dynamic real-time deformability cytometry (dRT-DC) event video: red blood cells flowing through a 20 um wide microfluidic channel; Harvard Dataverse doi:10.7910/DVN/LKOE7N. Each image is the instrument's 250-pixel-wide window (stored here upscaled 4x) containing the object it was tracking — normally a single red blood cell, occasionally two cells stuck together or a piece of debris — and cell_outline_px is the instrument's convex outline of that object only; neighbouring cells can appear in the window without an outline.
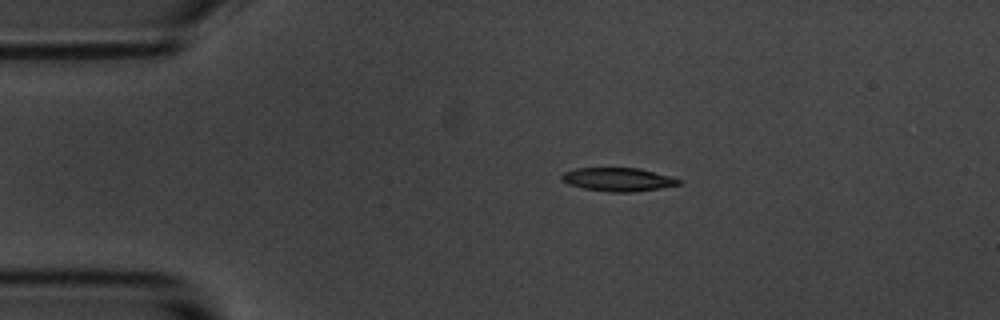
{"species": "common noctule bat (a hibernating species)", "species_latin": "Nyctalus noctula", "temperature_condition": "room temperature", "stored_images_in_passage": 14, "camera_frame_rate_fps": 3000, "um_per_image_px": 0.085, "animal": {"sex": "male", "body_mass_g": 20.1, "forearm_length_mm": 53.5}, "frame": {"image": 1, "passage_image": 3, "time_ms": 2.333, "image_size_px": [1000, 320], "cell_outline_px": [[684, 180], [680, 184], [660, 188], [632, 192], [612, 192], [584, 188], [568, 184], [560, 180], [560, 176], [564, 172], [576, 168], [640, 168]], "centroid_in_image_um": [52.53, 15.25], "position_along_channel_um": 32.5, "area_um2": 16.01}}
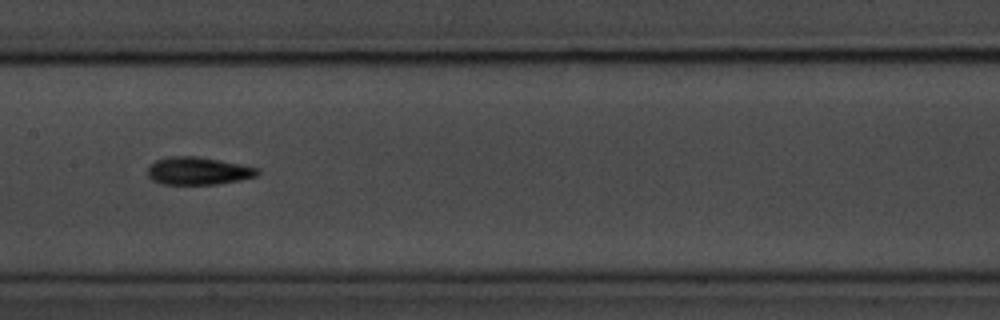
{"frame": {"image": 2, "passage_image": 7, "time_ms": 8.0, "image_size_px": [1000, 320], "cell_outline_px": [[260, 172], [256, 176], [240, 180], [216, 184], [160, 184], [152, 180], [148, 176], [148, 168], [156, 160], [168, 156], [200, 156], [260, 168]], "centroid_in_image_um": [16.85, 14.52], "position_along_channel_um": 190.6, "area_um2": 17.8}}
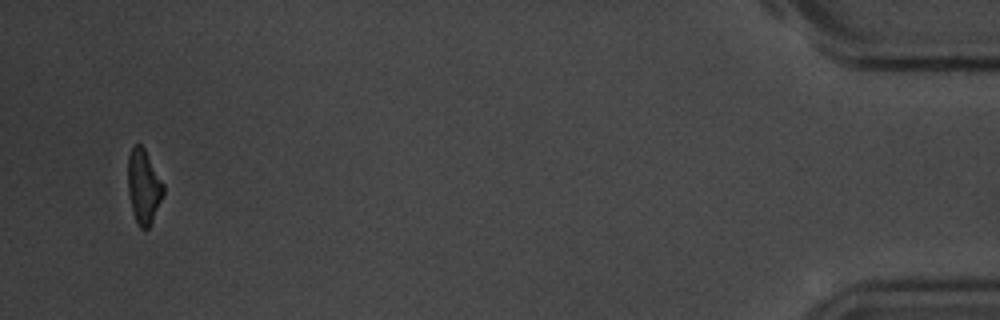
{"frame": {"image": 3, "passage_image": 14, "time_ms": 17.0, "image_size_px": [1000, 320], "cell_outline_px": [[164, 196], [148, 228], [144, 232], [140, 228], [132, 212], [128, 192], [128, 156], [132, 148], [136, 144], [140, 144], [144, 148], [164, 184]], "centroid_in_image_um": [12.21, 15.88], "position_along_channel_um": 423.0, "area_um2": 15.37}, "authors_computed_cell_mechanics": {"area_um2": 16.6464, "velocity_mm_per_s": 3.5089, "shape_relaxation_time_tau1_ms": 1.8688, "shape_relaxation_time_tau2_ms": 3.0489, "deformation_change_tau1": 0.0997, "deformation_change_tau2": 0.0992}}